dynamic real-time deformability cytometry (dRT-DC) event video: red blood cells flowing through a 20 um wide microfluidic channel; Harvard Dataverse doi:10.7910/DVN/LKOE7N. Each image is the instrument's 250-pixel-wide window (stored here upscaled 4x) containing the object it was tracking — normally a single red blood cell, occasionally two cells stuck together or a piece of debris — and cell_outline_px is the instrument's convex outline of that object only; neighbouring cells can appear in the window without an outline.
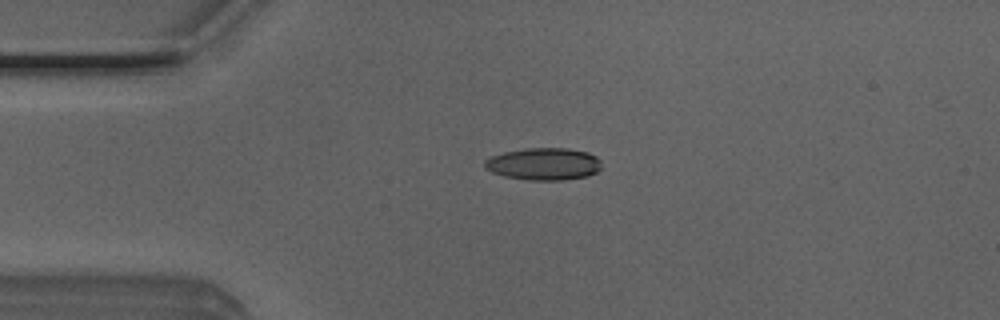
{"species": "Egyptian fruit bat (a non-hibernating species)", "species_latin": "Rousettus aegyptiacus", "temperature_condition": "room temperature", "stored_images_in_passage": 36, "camera_frame_rate_fps": 3000, "um_per_image_px": 0.085, "animal": {"sex": "male"}, "frame": {"image": 1, "passage_image": 2, "time_ms": 0.333, "image_size_px": [1000, 320], "cell_outline_px": [[600, 168], [596, 172], [588, 176], [564, 180], [528, 180], [504, 176], [492, 172], [484, 168], [484, 160], [492, 156], [504, 152], [528, 148], [568, 148], [588, 152], [596, 156], [600, 160]], "centroid_in_image_um": [46.22, 13.94], "position_along_channel_um": 38.8, "area_um2": 22.02}}
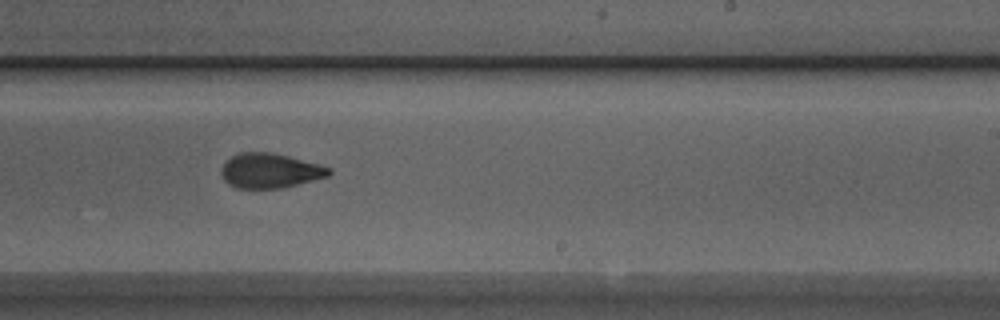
{"frame": {"image": 2, "passage_image": 21, "time_ms": 6.667, "image_size_px": [1000, 320], "cell_outline_px": [[332, 172], [328, 176], [284, 188], [236, 188], [228, 184], [224, 180], [220, 172], [220, 168], [232, 156], [240, 152], [272, 152], [320, 164], [332, 168]], "centroid_in_image_um": [22.95, 14.51], "position_along_channel_um": 266.0, "area_um2": 21.91}}
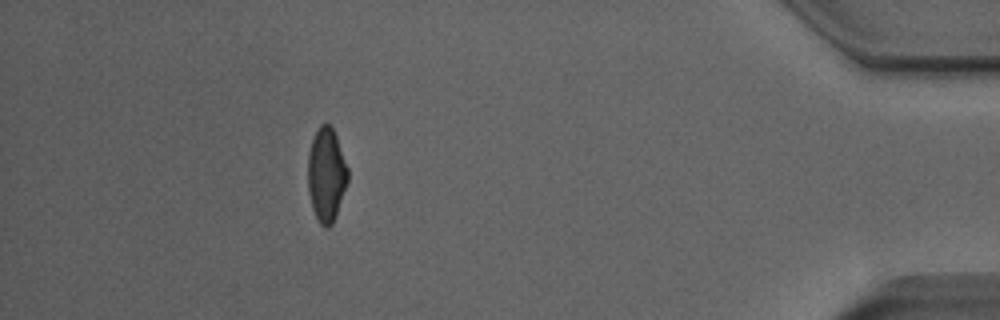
{"frame": {"image": 3, "passage_image": 36, "time_ms": 11.667, "image_size_px": [1000, 320], "cell_outline_px": [[348, 180], [336, 216], [332, 224], [328, 228], [324, 228], [320, 224], [312, 208], [308, 192], [308, 152], [312, 140], [320, 124], [328, 124], [332, 128], [336, 136], [348, 168]], "centroid_in_image_um": [27.73, 14.88], "position_along_channel_um": 407.5, "area_um2": 21.79}, "authors_computed_cell_mechanics": {"area_um2": 22.1374, "velocity_mm_per_s": 4.0047, "shape_relaxation_time_tau1_ms": 5.5199, "shape_relaxation_time_tau2_ms": 1.1042, "deformation_change_tau1": 0.1878, "deformation_change_tau2": 0.0692}}